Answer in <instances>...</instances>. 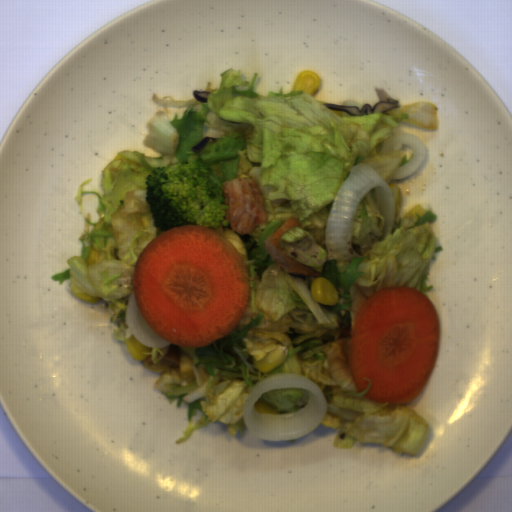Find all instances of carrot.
Listing matches in <instances>:
<instances>
[{
    "mask_svg": "<svg viewBox=\"0 0 512 512\" xmlns=\"http://www.w3.org/2000/svg\"><path fill=\"white\" fill-rule=\"evenodd\" d=\"M132 289L150 330L173 345L204 347L238 326L251 279L237 248L217 231L181 224L142 248Z\"/></svg>",
    "mask_w": 512,
    "mask_h": 512,
    "instance_id": "b8716197",
    "label": "carrot"
},
{
    "mask_svg": "<svg viewBox=\"0 0 512 512\" xmlns=\"http://www.w3.org/2000/svg\"><path fill=\"white\" fill-rule=\"evenodd\" d=\"M440 315L414 287L377 291L360 306L347 344L356 389L383 405L411 402L427 385L441 344Z\"/></svg>",
    "mask_w": 512,
    "mask_h": 512,
    "instance_id": "cead05ca",
    "label": "carrot"
}]
</instances>
